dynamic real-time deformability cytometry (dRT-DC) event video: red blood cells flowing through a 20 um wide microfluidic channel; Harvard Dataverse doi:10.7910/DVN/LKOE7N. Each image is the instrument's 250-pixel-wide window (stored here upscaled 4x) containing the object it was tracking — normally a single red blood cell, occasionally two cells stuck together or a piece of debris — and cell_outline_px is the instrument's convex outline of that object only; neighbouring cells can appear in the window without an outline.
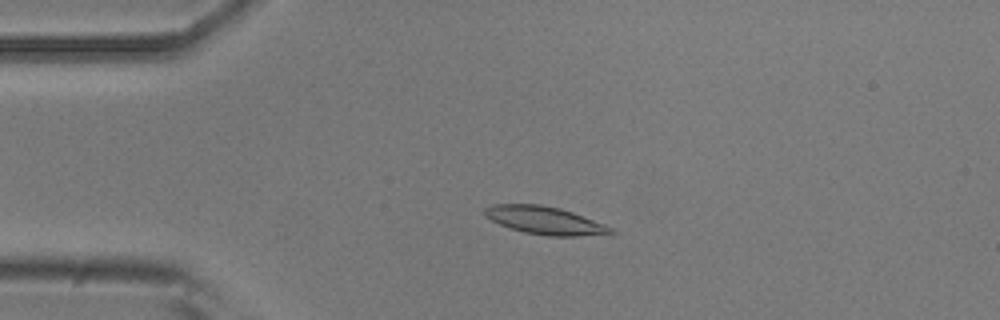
{"species": "common noctule bat (a hibernating species)", "species_latin": "Nyctalus noctula", "temperature_condition": "room temperature", "stored_images_in_passage": 20, "camera_frame_rate_fps": 3000, "um_per_image_px": 0.085, "animal": {"sex": "male", "body_mass_g": 20.5, "forearm_length_mm": 52.5}, "frame": {"image": 1, "passage_image": 12, "time_ms": 3.667, "image_size_px": [1000, 320], "cell_outline_px": [[616, 232], [576, 236], [548, 236], [524, 232], [500, 224], [484, 216], [484, 208], [492, 204], [540, 204], [560, 208], [572, 212], [604, 224], [612, 228]], "centroid_in_image_um": [46.27, 18.72], "position_along_channel_um": 38.7, "area_um2": 20.17}}
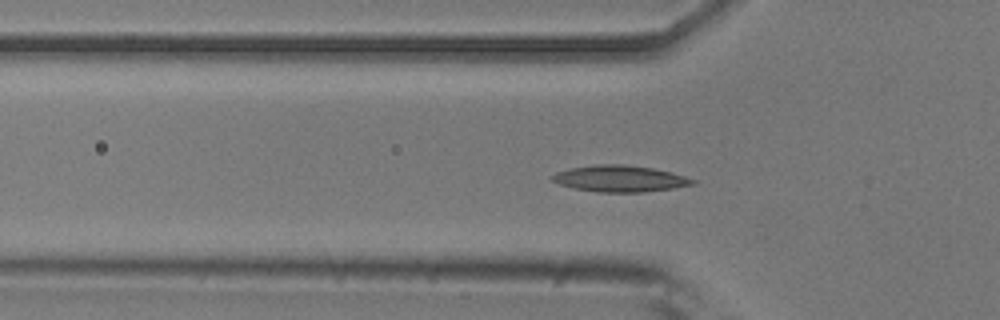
{"frame": {"image": 2, "passage_image": 17, "time_ms": 5.333, "image_size_px": [1000, 320], "cell_outline_px": [[696, 184], [672, 188], [644, 192], [596, 192], [576, 188], [560, 184], [552, 180], [548, 176], [556, 172], [572, 168], [592, 164], [628, 164], [652, 168], [672, 172], [696, 180]], "centroid_in_image_um": [52.69, 15.17], "position_along_channel_um": 73.1, "area_um2": 21.68}}